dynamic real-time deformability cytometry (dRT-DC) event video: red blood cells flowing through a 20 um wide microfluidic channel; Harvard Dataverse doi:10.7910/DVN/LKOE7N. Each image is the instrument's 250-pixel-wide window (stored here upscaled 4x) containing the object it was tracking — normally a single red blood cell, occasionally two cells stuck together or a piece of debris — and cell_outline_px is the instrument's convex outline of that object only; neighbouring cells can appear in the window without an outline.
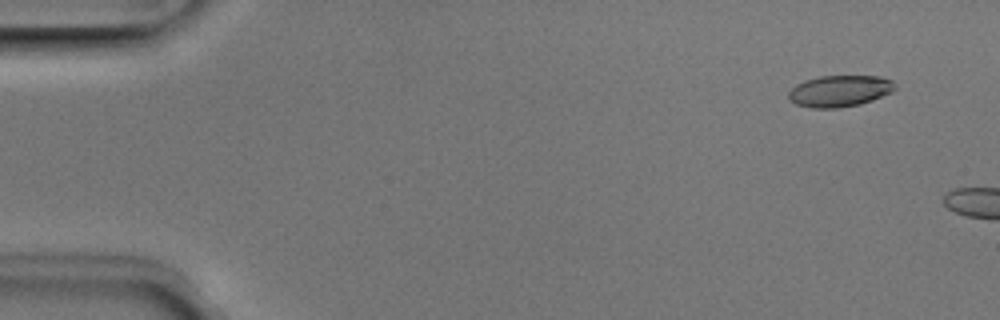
{"species": "Egyptian fruit bat (a non-hibernating species)", "species_latin": "Rousettus aegyptiacus", "temperature_condition": "room temperature", "stored_images_in_passage": 2, "camera_frame_rate_fps": 3000, "um_per_image_px": 0.085, "animal": {"sex": "male"}, "frame": {"image": 1, "passage_image": 1, "time_ms": 0.0, "image_size_px": [1000, 320], "cell_outline_px": [[896, 88], [892, 92], [872, 100], [860, 104], [836, 108], [812, 108], [796, 104], [788, 100], [788, 92], [796, 84], [804, 80], [820, 76], [880, 76], [892, 80]], "centroid_in_image_um": [71.35, 7.73], "position_along_channel_um": 13.6, "area_um2": 19.59}}